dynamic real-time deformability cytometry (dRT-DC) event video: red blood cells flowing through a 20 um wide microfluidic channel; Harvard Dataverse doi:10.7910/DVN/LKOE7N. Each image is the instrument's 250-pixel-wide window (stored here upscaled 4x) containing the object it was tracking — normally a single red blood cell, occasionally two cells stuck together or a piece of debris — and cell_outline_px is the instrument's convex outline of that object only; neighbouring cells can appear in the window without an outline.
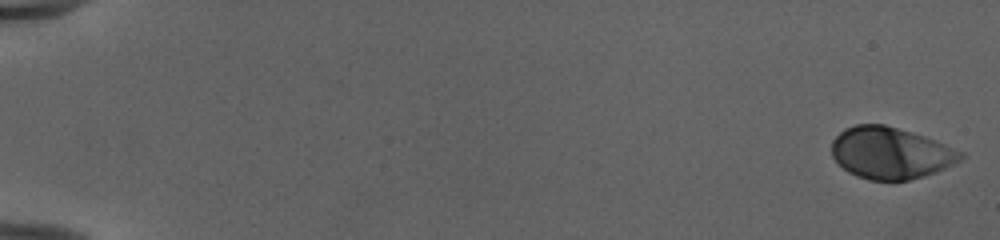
{"species": "human", "species_latin": "Homo sapiens", "temperature_condition": "cold", "stored_images_in_passage": 53, "camera_frame_rate_fps": 3000, "um_per_image_px": 0.085, "donor": {"sex": "female"}, "frame": {"image": 1, "passage_image": 1, "time_ms": 0.0, "image_size_px": [1000, 240], "cell_outline_px": [[964, 156], [956, 164], [908, 180], [868, 180], [856, 176], [848, 172], [832, 156], [832, 140], [844, 128], [856, 124], [884, 124], [924, 136], [964, 152]], "centroid_in_image_um": [75.67, 13.0], "position_along_channel_um": 9.3, "area_um2": 38.55}}
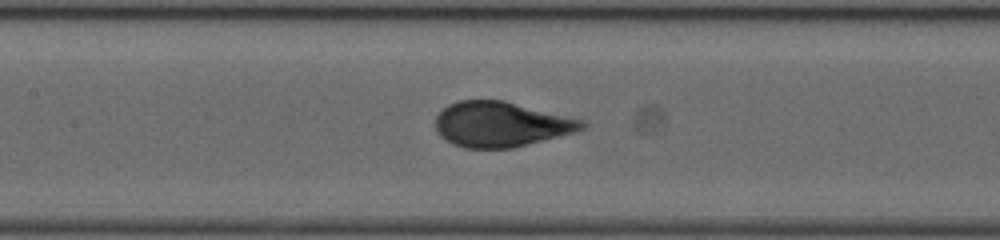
{"frame": {"image": 2, "passage_image": 27, "time_ms": 8.667, "image_size_px": [1000, 240], "cell_outline_px": [[588, 124], [584, 128], [572, 132], [512, 148], [464, 148], [452, 144], [440, 136], [436, 132], [436, 116], [448, 104], [460, 100], [504, 100], [584, 120]], "centroid_in_image_um": [42.54, 10.56], "position_along_channel_um": 164.9, "area_um2": 38.32}}
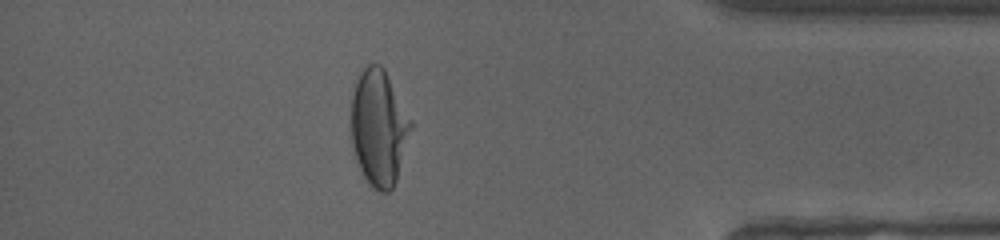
{"frame": {"image": 3, "passage_image": 47, "time_ms": 15.333, "image_size_px": [1000, 240], "cell_outline_px": [[412, 128], [396, 180], [392, 188], [388, 192], [380, 192], [372, 188], [368, 184], [356, 160], [352, 144], [352, 96], [356, 80], [360, 72], [368, 64], [380, 64], [384, 68], [412, 120]], "centroid_in_image_um": [32.21, 10.85], "position_along_channel_um": 403.0, "area_um2": 40.23}, "authors_computed_cell_mechanics": {"area_um2": 38.9572, "velocity_mm_per_s": 3.9911, "shape_relaxation_time_tau1_ms": 4.8333, "shape_relaxation_time_tau2_ms": null, "deformation_change_tau1": 0.2218, "deformation_change_tau2": null}}